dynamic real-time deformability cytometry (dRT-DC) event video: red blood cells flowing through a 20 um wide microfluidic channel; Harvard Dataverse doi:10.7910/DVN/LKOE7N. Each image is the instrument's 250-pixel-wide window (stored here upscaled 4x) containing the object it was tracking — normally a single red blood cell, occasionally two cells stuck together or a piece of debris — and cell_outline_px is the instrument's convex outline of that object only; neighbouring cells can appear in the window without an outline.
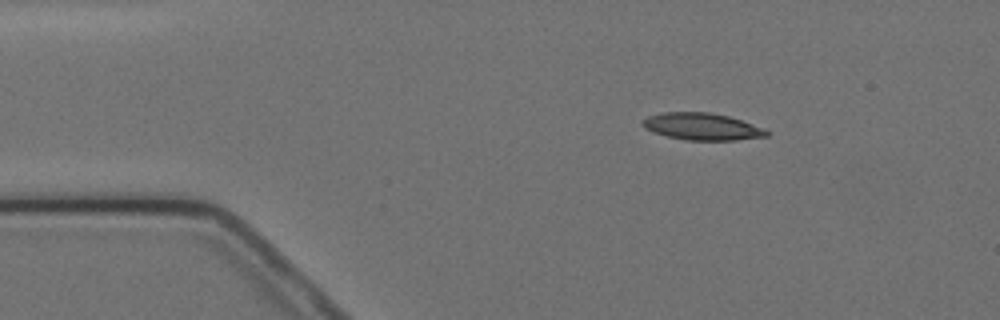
{"species": "Egyptian fruit bat (a non-hibernating species)", "species_latin": "Rousettus aegyptiacus", "temperature_condition": "cold", "stored_images_in_passage": 4, "camera_frame_rate_fps": 3000, "um_per_image_px": 0.085, "animal": {"sex": "female"}, "frame": {"image": 1, "passage_image": 2, "time_ms": 1.333, "image_size_px": [1000, 320], "cell_outline_px": [[772, 132], [768, 136], [736, 140], [684, 140], [652, 132], [644, 128], [640, 124], [640, 120], [648, 116], [664, 112], [708, 112], [728, 116], [764, 128]], "centroid_in_image_um": [59.65, 10.76], "position_along_channel_um": 25.4, "area_um2": 19.65}}
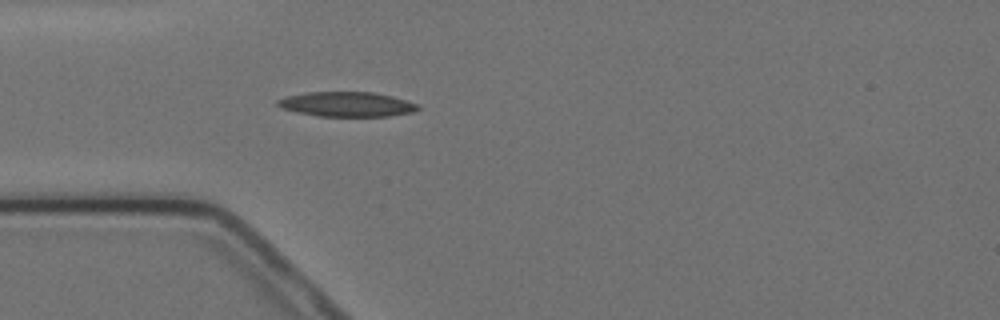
{"frame": {"image": 2, "passage_image": 4, "time_ms": 3.667, "image_size_px": [1000, 320], "cell_outline_px": [[420, 108], [412, 112], [388, 116], [316, 116], [296, 112], [280, 108], [276, 104], [276, 100], [288, 96], [308, 92], [372, 92], [392, 96], [420, 104]], "centroid_in_image_um": [29.47, 8.86], "position_along_channel_um": 55.5, "area_um2": 20.29}}